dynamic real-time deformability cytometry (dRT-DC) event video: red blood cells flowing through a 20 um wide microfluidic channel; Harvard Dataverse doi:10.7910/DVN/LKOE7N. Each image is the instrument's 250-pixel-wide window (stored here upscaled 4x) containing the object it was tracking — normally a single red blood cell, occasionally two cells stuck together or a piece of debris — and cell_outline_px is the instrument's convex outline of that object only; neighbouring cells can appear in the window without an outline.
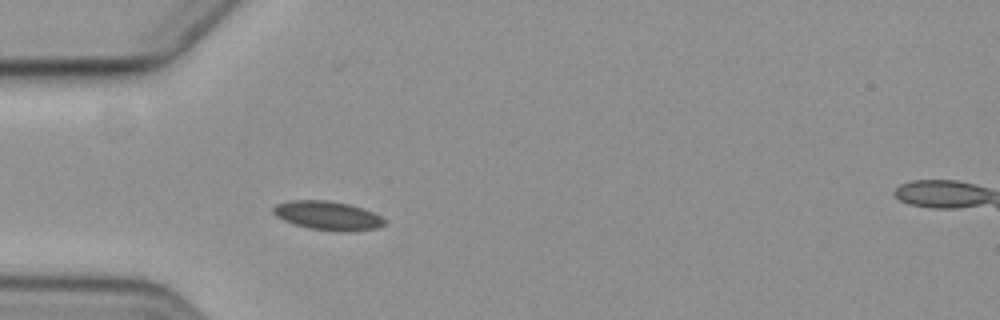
{"species": "common noctule bat (a hibernating species)", "species_latin": "Nyctalus noctula", "temperature_condition": "cold", "stored_images_in_passage": 1, "camera_frame_rate_fps": 3000, "um_per_image_px": 0.085, "animal": {"sex": "female", "body_mass_g": 19.3, "forearm_length_mm": 54.1}, "frame": {"image": 1, "passage_image": 1, "time_ms": 0.0, "image_size_px": [1000, 320], "cell_outline_px": [[384, 224], [376, 228], [348, 232], [336, 232], [308, 228], [292, 224], [276, 216], [272, 212], [272, 208], [276, 204], [288, 200], [328, 200], [352, 204], [364, 208], [380, 216], [384, 220]], "centroid_in_image_um": [27.82, 18.32], "position_along_channel_um": 57.2, "area_um2": 19.02}}